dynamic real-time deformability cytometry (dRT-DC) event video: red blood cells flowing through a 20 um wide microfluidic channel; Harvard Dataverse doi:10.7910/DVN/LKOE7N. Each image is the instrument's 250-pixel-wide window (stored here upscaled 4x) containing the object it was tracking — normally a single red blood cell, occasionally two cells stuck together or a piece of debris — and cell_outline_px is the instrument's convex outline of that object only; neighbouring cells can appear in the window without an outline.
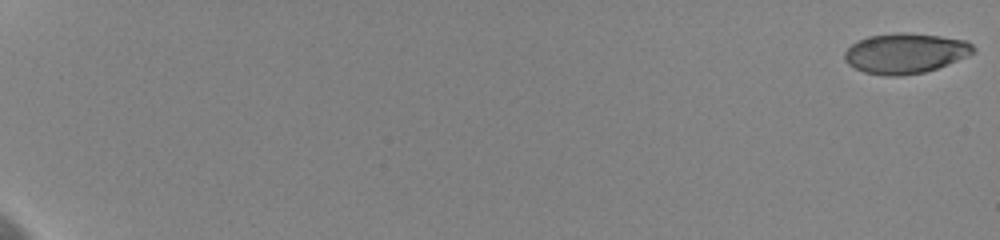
{"species": "human", "species_latin": "Homo sapiens", "temperature_condition": "cold", "stored_images_in_passage": 95, "camera_frame_rate_fps": 3000, "um_per_image_px": 0.085, "donor": {"sex": "female"}, "frame": {"image": 1, "passage_image": 1, "time_ms": 0.0, "image_size_px": [1000, 240], "cell_outline_px": [[976, 52], [936, 68], [924, 72], [900, 76], [884, 76], [864, 72], [848, 64], [844, 60], [844, 52], [852, 44], [868, 36], [896, 32], [900, 32], [940, 36], [964, 40], [972, 44], [976, 48]], "centroid_in_image_um": [76.93, 4.53], "position_along_channel_um": 8.1, "area_um2": 30.0}}
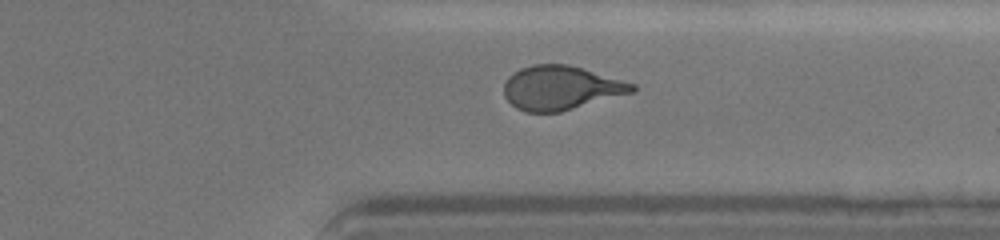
{"frame": {"image": 2, "passage_image": 77, "time_ms": 16.0, "image_size_px": [1000, 240], "cell_outline_px": [[636, 92], [560, 112], [524, 112], [516, 108], [504, 96], [504, 84], [508, 76], [520, 68], [532, 64], [568, 64], [636, 84]], "centroid_in_image_um": [47.68, 7.47], "position_along_channel_um": 363.7, "area_um2": 33.06}}
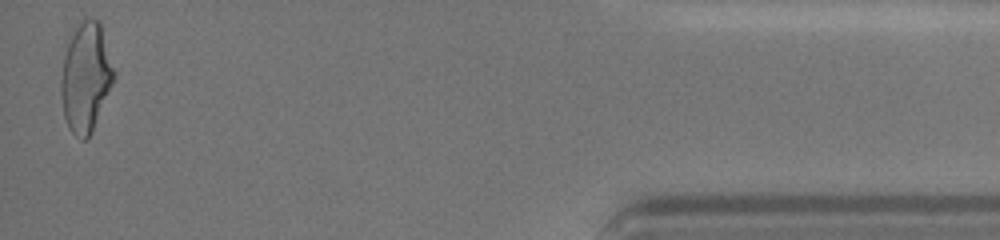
{"frame": {"image": 3, "passage_image": 92, "time_ms": 19.333, "image_size_px": [1000, 240], "cell_outline_px": [[112, 84], [92, 132], [84, 140], [80, 140], [68, 128], [64, 116], [60, 92], [60, 80], [64, 40], [84, 20], [100, 20], [112, 68]], "centroid_in_image_um": [7.21, 6.58], "position_along_channel_um": 428.0, "area_um2": 33.47}, "authors_computed_cell_mechanics": {"area_um2": 32.4258, "velocity_mm_per_s": 3.65, "shape_relaxation_time_tau1_ms": 4.9842, "shape_relaxation_time_tau2_ms": 0.8907, "deformation_change_tau1": 0.1543, "deformation_change_tau2": 0.0553}}